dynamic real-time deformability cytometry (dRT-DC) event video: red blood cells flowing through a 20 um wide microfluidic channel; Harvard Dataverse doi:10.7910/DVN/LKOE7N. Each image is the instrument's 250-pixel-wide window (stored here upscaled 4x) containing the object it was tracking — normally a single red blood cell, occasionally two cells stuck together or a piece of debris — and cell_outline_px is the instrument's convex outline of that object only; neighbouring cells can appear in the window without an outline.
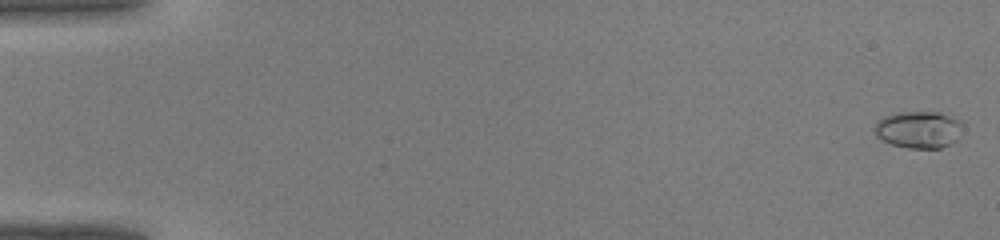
{"species": "common noctule bat (a hibernating species)", "species_latin": "Nyctalus noctula", "temperature_condition": "warm", "stored_images_in_passage": 15, "camera_frame_rate_fps": 3000, "um_per_image_px": 0.085, "animal": {"sex": "male", "body_mass_g": 19.0, "forearm_length_mm": 50.8}, "frame": {"image": 1, "passage_image": 1, "time_ms": 0.0, "image_size_px": [1000, 240], "cell_outline_px": [[964, 120], [960, 136], [952, 144], [940, 148], [908, 148], [892, 144], [880, 140], [876, 136], [872, 128], [884, 116], [896, 112], [936, 112]], "centroid_in_image_um": [78.1, 11.02], "position_along_channel_um": 6.9, "area_um2": 19.36}}
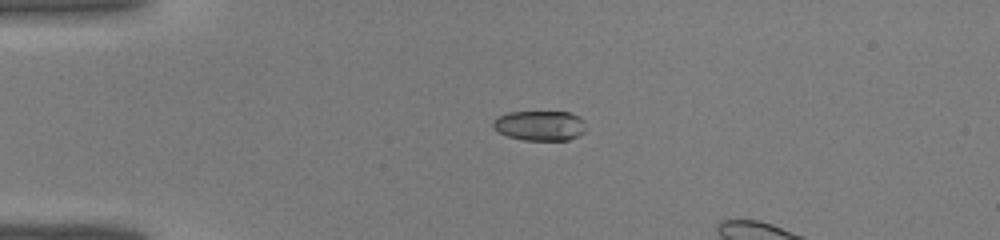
{"frame": {"image": 2, "passage_image": 11, "time_ms": 3.333, "image_size_px": [1000, 240], "cell_outline_px": [[588, 128], [584, 132], [568, 140], [524, 140], [508, 136], [492, 128], [492, 124], [496, 116], [508, 112], [568, 112], [584, 120]], "centroid_in_image_um": [45.88, 10.67], "position_along_channel_um": 39.1, "area_um2": 16.3}}